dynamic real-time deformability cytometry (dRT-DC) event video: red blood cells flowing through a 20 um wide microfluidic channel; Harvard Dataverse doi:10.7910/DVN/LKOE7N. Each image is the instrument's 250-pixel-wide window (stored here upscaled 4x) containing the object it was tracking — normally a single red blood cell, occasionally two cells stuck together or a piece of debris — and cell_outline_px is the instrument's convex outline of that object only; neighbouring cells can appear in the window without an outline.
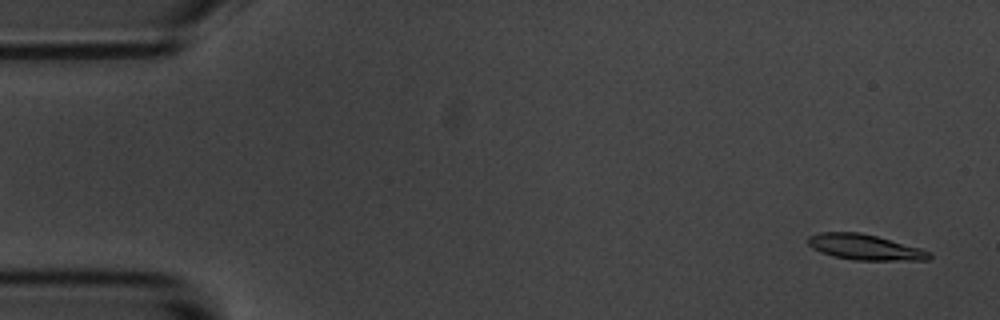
{"species": "common noctule bat (a hibernating species)", "species_latin": "Nyctalus noctula", "temperature_condition": "room temperature", "stored_images_in_passage": 56, "camera_frame_rate_fps": 3000, "um_per_image_px": 0.085, "animal": {"sex": "male", "body_mass_g": 20.1, "forearm_length_mm": 53.5}, "frame": {"image": 1, "passage_image": 3, "time_ms": 0.667, "image_size_px": [1000, 320], "cell_outline_px": [[932, 256], [928, 260], [852, 260], [832, 256], [820, 252], [812, 248], [808, 244], [808, 236], [820, 232], [860, 232], [876, 236], [920, 248], [932, 252]], "centroid_in_image_um": [73.5, 21.01], "position_along_channel_um": 11.5, "area_um2": 18.09}}
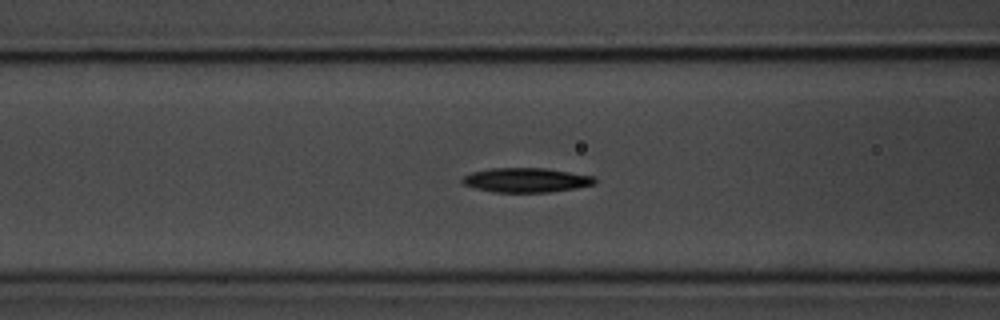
{"frame": {"image": 2, "passage_image": 22, "time_ms": 7.0, "image_size_px": [1000, 320], "cell_outline_px": [[596, 184], [576, 188], [548, 192], [492, 192], [476, 188], [464, 184], [460, 180], [464, 176], [472, 172], [492, 168], [548, 168], [596, 176]], "centroid_in_image_um": [44.77, 15.3], "position_along_channel_um": 121.8, "area_um2": 18.96}}
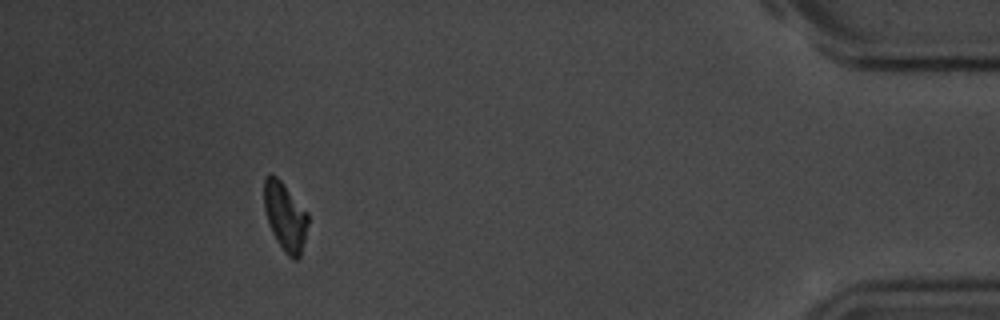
{"frame": {"image": 3, "passage_image": 51, "time_ms": 16.667, "image_size_px": [1000, 320], "cell_outline_px": [[308, 224], [300, 256], [296, 260], [292, 260], [288, 256], [276, 240], [268, 224], [264, 208], [264, 176], [268, 172], [272, 172], [280, 180], [308, 212]], "centroid_in_image_um": [24.22, 18.37], "position_along_channel_um": 411.0, "area_um2": 17.63}, "authors_computed_cell_mechanics": {"area_um2": 18.2937, "velocity_mm_per_s": 3.6025, "shape_relaxation_time_tau1_ms": 3.0192, "shape_relaxation_time_tau2_ms": null, "deformation_change_tau1": 0.1233, "deformation_change_tau2": null}}